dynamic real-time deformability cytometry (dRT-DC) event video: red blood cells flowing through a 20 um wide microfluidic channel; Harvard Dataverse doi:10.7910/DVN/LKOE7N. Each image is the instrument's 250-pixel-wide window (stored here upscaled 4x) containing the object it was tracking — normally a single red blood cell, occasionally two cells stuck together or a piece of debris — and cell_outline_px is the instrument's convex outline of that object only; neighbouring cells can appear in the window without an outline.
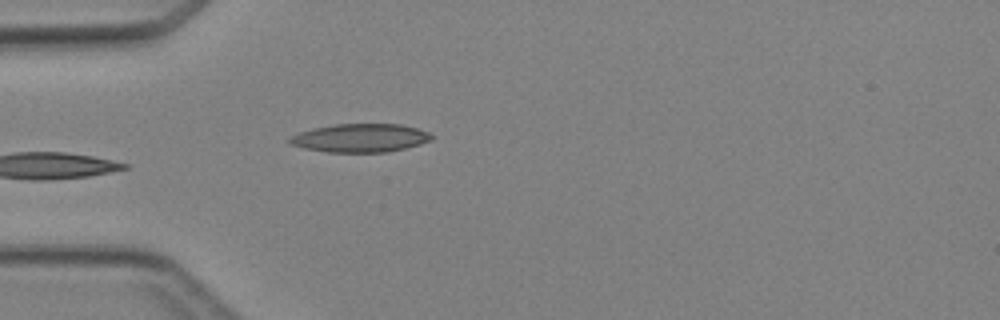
{"species": "Egyptian fruit bat (a non-hibernating species)", "species_latin": "Rousettus aegyptiacus", "temperature_condition": "cold", "stored_images_in_passage": 4, "camera_frame_rate_fps": 3000, "um_per_image_px": 0.085, "animal": {"sex": "female"}, "frame": {"image": 1, "passage_image": 4, "time_ms": 3.333, "image_size_px": [1000, 320], "cell_outline_px": [[432, 140], [420, 144], [388, 152], [328, 152], [304, 148], [288, 144], [288, 136], [312, 128], [332, 124], [400, 124], [416, 128], [428, 132], [432, 136]], "centroid_in_image_um": [30.57, 11.72], "position_along_channel_um": 54.4, "area_um2": 23.58}}